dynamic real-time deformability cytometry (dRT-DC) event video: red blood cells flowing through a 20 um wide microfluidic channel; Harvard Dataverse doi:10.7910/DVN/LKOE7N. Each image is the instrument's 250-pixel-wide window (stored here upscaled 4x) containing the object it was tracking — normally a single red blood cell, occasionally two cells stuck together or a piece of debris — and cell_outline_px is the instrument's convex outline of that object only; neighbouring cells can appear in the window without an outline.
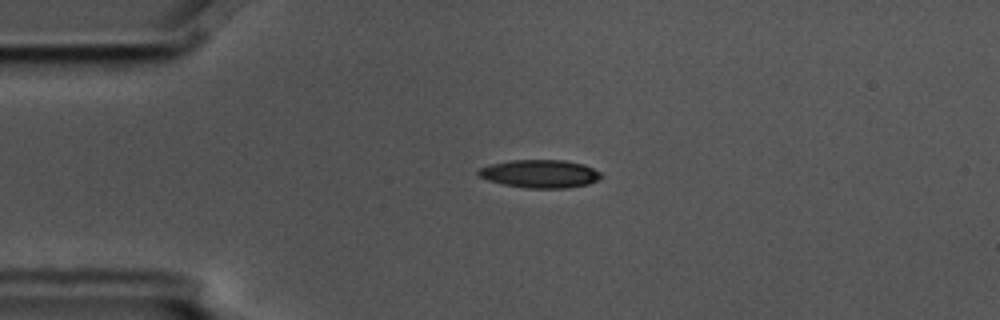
{"species": "common noctule bat (a hibernating species)", "species_latin": "Nyctalus noctula", "temperature_condition": "cold", "stored_images_in_passage": 2, "camera_frame_rate_fps": 3000, "um_per_image_px": 0.085, "animal": {"sex": "male", "body_mass_g": 17.5, "forearm_length_mm": 52.3}, "frame": {"image": 1, "passage_image": 1, "time_ms": 0.0, "image_size_px": [1000, 320], "cell_outline_px": [[604, 176], [588, 184], [568, 188], [528, 188], [504, 184], [488, 180], [480, 176], [476, 172], [480, 168], [492, 164], [508, 160], [564, 160], [584, 164], [600, 172]], "centroid_in_image_um": [45.92, 14.76], "position_along_channel_um": 39.1, "area_um2": 20.0}}